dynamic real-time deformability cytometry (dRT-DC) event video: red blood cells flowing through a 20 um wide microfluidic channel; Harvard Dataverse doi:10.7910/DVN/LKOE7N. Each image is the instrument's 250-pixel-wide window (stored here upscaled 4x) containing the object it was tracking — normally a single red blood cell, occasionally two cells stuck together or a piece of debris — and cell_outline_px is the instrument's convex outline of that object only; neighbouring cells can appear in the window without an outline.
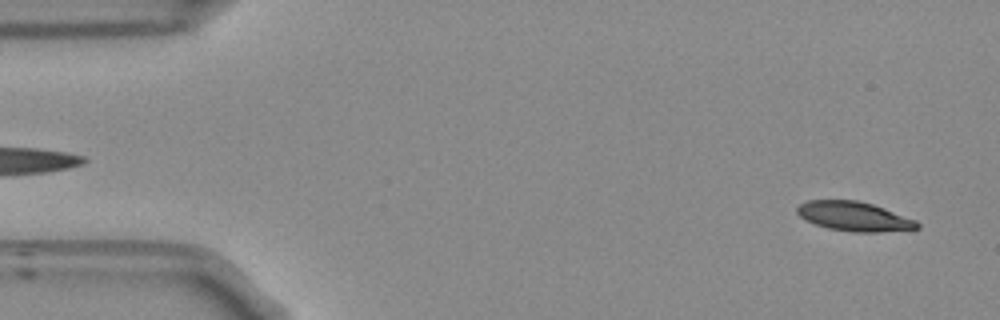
{"species": "Egyptian fruit bat (a non-hibernating species)", "species_latin": "Rousettus aegyptiacus", "temperature_condition": "room temperature", "stored_images_in_passage": 52, "camera_frame_rate_fps": 3000, "um_per_image_px": 0.085, "frame": {"image": 1, "passage_image": 2, "time_ms": 0.333, "image_size_px": [1000, 320], "cell_outline_px": [[920, 228], [880, 232], [852, 232], [828, 228], [804, 220], [796, 212], [796, 208], [800, 204], [808, 200], [856, 200], [872, 204], [884, 208], [916, 220], [920, 224]], "centroid_in_image_um": [72.59, 18.39], "position_along_channel_um": 12.4, "area_um2": 20.52}}
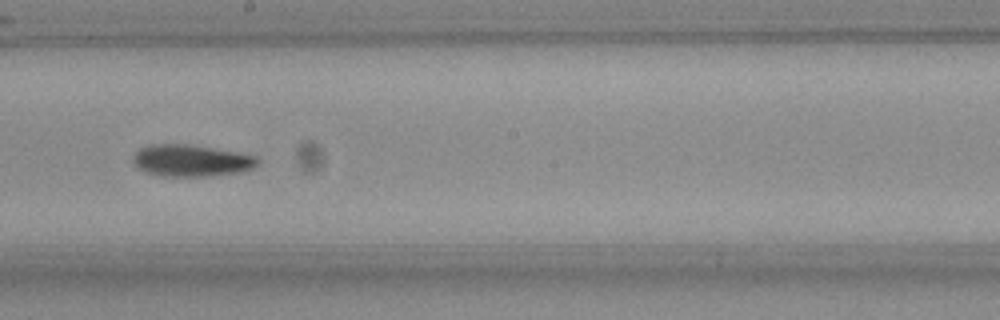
{"frame": {"image": 2, "passage_image": 28, "time_ms": 9.0, "image_size_px": [1000, 320], "cell_outline_px": [[260, 164], [256, 168], [244, 172], [204, 176], [160, 176], [144, 172], [132, 160], [132, 156], [140, 148], [152, 144], [184, 144], [240, 152], [256, 156], [260, 160]], "centroid_in_image_um": [16.32, 13.65], "position_along_channel_um": 231.9, "area_um2": 23.29}}
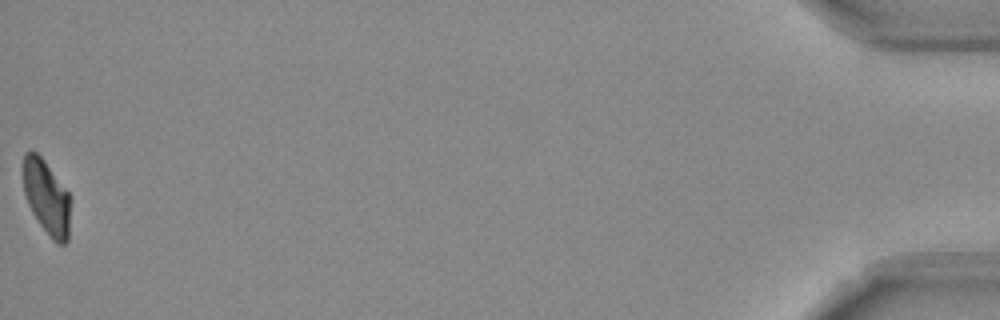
{"frame": {"image": 3, "passage_image": 52, "time_ms": 17.0, "image_size_px": [1000, 320], "cell_outline_px": [[72, 200], [68, 240], [64, 244], [56, 244], [52, 240], [40, 224], [32, 212], [28, 204], [24, 192], [24, 152], [36, 152], [44, 160], [72, 196]], "centroid_in_image_um": [4.02, 16.82], "position_along_channel_um": 431.2, "area_um2": 20.69}, "authors_computed_cell_mechanics": {"area_um2": 21.8773, "velocity_mm_per_s": 3.7982, "shape_relaxation_time_tau1_ms": 8.8175, "shape_relaxation_time_tau2_ms": 10.6153, "deformation_change_tau1": 0.1976, "deformation_change_tau2": 0.1832}}